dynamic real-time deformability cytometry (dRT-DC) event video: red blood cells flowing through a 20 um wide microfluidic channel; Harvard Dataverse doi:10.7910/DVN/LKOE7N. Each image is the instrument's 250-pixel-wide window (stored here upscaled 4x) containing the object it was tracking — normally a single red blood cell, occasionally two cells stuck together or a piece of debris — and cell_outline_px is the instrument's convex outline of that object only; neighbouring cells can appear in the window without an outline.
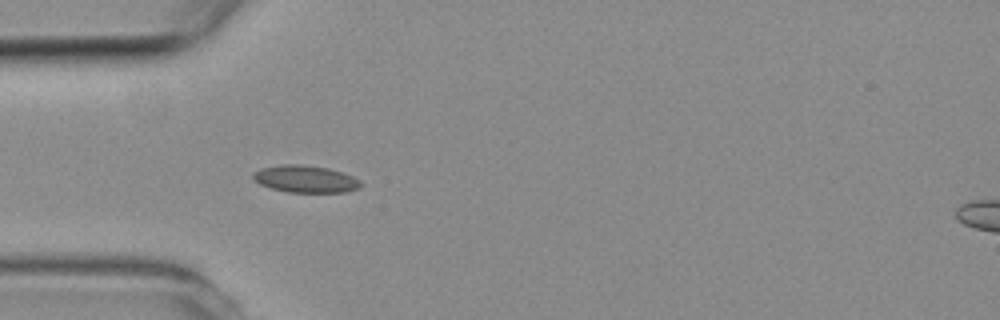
{"species": "common noctule bat (a hibernating species)", "species_latin": "Nyctalus noctula", "temperature_condition": "room temperature", "stored_images_in_passage": 3, "camera_frame_rate_fps": 3000, "um_per_image_px": 0.085, "animal": {"sex": "female", "body_mass_g": 19.3, "forearm_length_mm": 54.1}, "frame": {"image": 1, "passage_image": 3, "time_ms": 3.333, "image_size_px": [1000, 320], "cell_outline_px": [[364, 184], [360, 188], [344, 192], [288, 192], [272, 188], [260, 184], [252, 180], [252, 172], [260, 168], [280, 164], [300, 164], [328, 168], [352, 176], [360, 180]], "centroid_in_image_um": [25.94, 15.21], "position_along_channel_um": 59.1, "area_um2": 17.17}}